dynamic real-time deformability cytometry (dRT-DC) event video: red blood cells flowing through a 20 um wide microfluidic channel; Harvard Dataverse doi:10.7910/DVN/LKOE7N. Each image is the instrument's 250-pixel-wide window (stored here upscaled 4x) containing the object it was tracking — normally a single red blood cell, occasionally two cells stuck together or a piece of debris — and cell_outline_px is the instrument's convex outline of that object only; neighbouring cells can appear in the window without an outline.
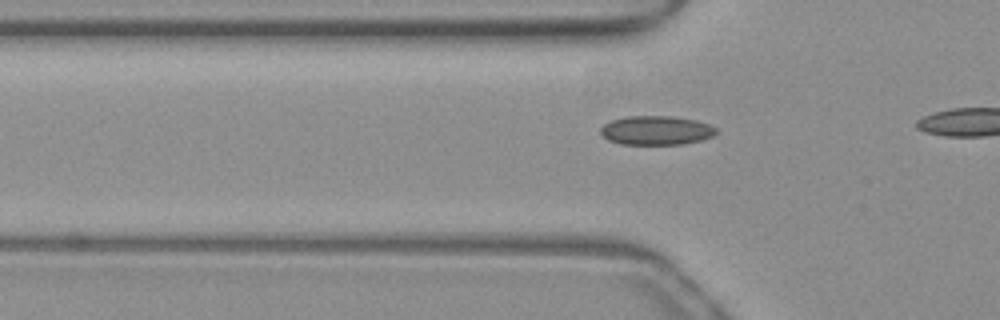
{"species": "common noctule bat (a hibernating species)", "species_latin": "Nyctalus noctula", "temperature_condition": "warm", "stored_images_in_passage": 10, "camera_frame_rate_fps": 3000, "um_per_image_px": 0.085, "animal": {"sex": "female", "body_mass_g": 19.3, "forearm_length_mm": 54.1}, "frame": {"image": 1, "passage_image": 7, "time_ms": 2.0, "image_size_px": [1000, 320], "cell_outline_px": [[716, 132], [712, 136], [700, 140], [684, 144], [620, 144], [608, 140], [600, 132], [600, 128], [604, 124], [612, 120], [624, 116], [672, 116], [696, 120], [708, 124], [716, 128]], "centroid_in_image_um": [55.75, 11.08], "position_along_channel_um": 70.0, "area_um2": 19.54}}